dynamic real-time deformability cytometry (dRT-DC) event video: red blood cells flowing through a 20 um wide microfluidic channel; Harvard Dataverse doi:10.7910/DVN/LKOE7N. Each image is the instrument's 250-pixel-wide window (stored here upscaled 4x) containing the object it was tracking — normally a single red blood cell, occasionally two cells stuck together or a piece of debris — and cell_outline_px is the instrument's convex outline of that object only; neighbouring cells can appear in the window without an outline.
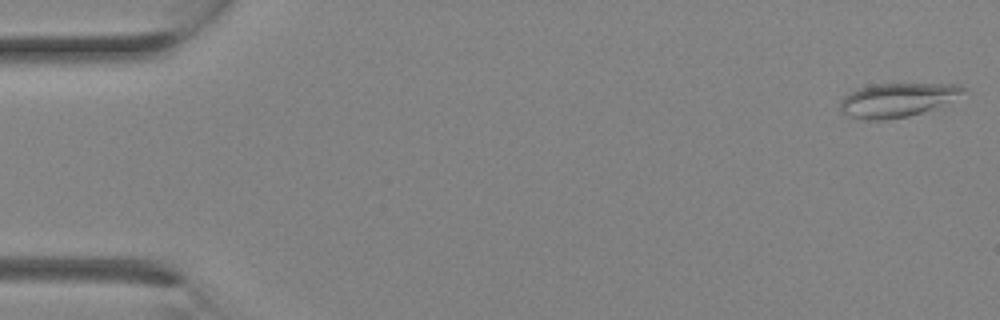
{"species": "Egyptian fruit bat (a non-hibernating species)", "species_latin": "Rousettus aegyptiacus", "temperature_condition": "room temperature", "stored_images_in_passage": 7, "camera_frame_rate_fps": 3000, "um_per_image_px": 0.085, "animal": {"sex": "female"}, "frame": {"image": 1, "passage_image": 1, "time_ms": 0.0, "image_size_px": [1000, 320], "cell_outline_px": [[964, 88], [960, 92], [948, 100], [932, 108], [908, 116], [888, 120], [864, 120], [848, 116], [840, 112], [840, 100], [844, 96], [860, 88], [876, 84], [960, 84]], "centroid_in_image_um": [76.12, 8.51], "position_along_channel_um": 8.9, "area_um2": 23.58}}